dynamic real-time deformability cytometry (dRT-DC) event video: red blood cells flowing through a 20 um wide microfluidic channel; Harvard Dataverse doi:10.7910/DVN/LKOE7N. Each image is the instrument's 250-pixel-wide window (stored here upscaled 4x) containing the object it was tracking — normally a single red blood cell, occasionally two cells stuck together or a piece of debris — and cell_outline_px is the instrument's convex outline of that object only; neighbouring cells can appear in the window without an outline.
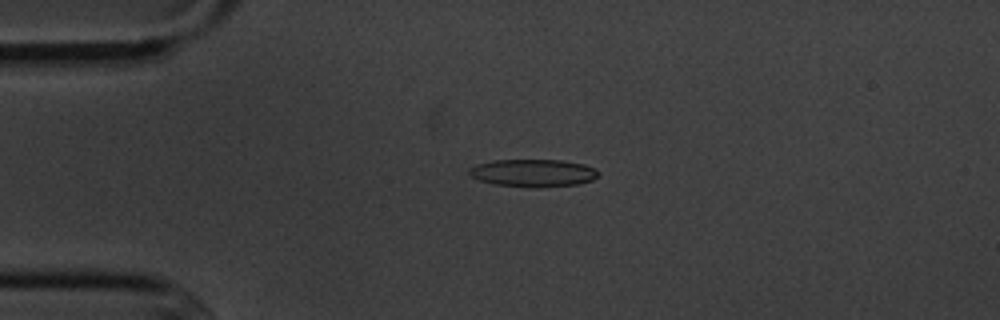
{"species": "common noctule bat (a hibernating species)", "species_latin": "Nyctalus noctula", "temperature_condition": "cold", "stored_images_in_passage": 7, "camera_frame_rate_fps": 3000, "um_per_image_px": 0.085, "animal": {"sex": "male", "body_mass_g": 20.1, "forearm_length_mm": 53.5}, "frame": {"image": 1, "passage_image": 3, "time_ms": 2.333, "image_size_px": [1000, 320], "cell_outline_px": [[600, 172], [592, 180], [576, 184], [496, 184], [480, 180], [472, 176], [468, 172], [468, 168], [476, 164], [492, 160], [560, 160], [584, 164], [596, 168]], "centroid_in_image_um": [45.3, 14.63], "position_along_channel_um": 39.7, "area_um2": 19.59}}
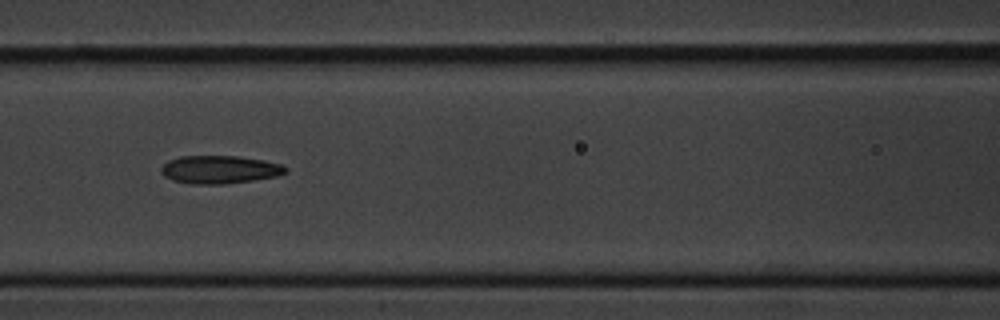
{"frame": {"image": 2, "passage_image": 6, "time_ms": 6.0, "image_size_px": [1000, 320], "cell_outline_px": [[288, 172], [276, 176], [252, 180], [224, 184], [188, 184], [172, 180], [164, 176], [160, 172], [160, 168], [168, 160], [180, 156], [236, 156], [264, 160], [280, 164], [288, 168]], "centroid_in_image_um": [18.64, 14.41], "position_along_channel_um": 148.0, "area_um2": 20.4}}
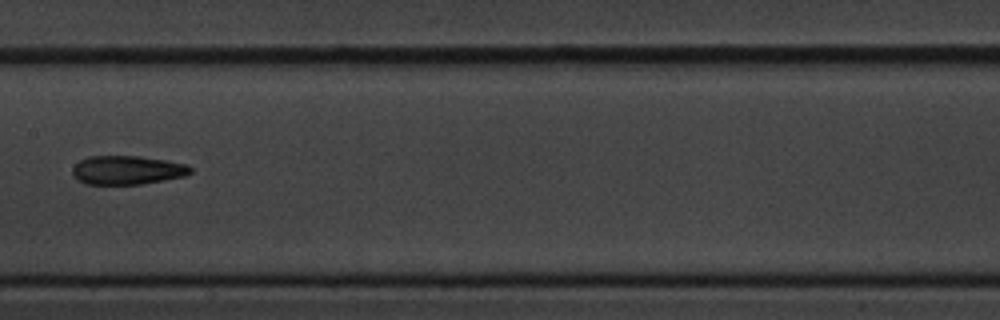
{"frame": {"image": 3, "passage_image": 7, "time_ms": 7.333, "image_size_px": [1000, 320], "cell_outline_px": [[192, 172], [184, 176], [140, 184], [84, 184], [72, 176], [72, 168], [80, 160], [88, 156], [140, 156], [188, 164], [192, 168]], "centroid_in_image_um": [10.79, 14.45], "position_along_channel_um": 196.6, "area_um2": 19.83}}